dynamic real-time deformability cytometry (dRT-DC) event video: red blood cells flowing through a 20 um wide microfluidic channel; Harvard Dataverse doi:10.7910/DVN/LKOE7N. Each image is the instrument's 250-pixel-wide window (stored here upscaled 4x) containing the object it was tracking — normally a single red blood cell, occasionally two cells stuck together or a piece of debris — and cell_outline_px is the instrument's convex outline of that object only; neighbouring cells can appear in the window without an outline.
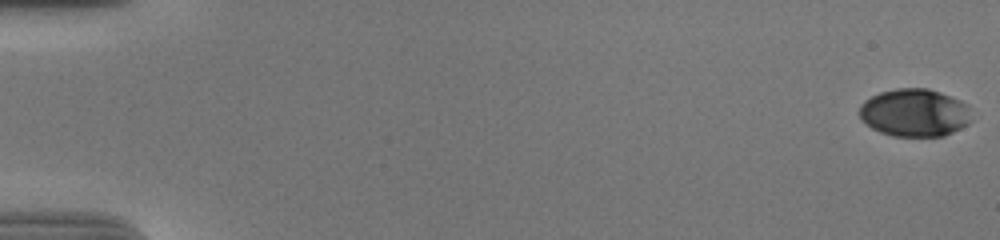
{"species": "human", "species_latin": "Homo sapiens", "temperature_condition": "cold", "stored_images_in_passage": 57, "camera_frame_rate_fps": 3000, "um_per_image_px": 0.085, "donor": {"sex": "male"}, "frame": {"image": 1, "passage_image": 1, "time_ms": 0.0, "image_size_px": [1000, 240], "cell_outline_px": [[972, 120], [968, 124], [944, 136], [892, 136], [880, 132], [872, 128], [860, 116], [860, 104], [864, 100], [880, 92], [896, 88], [928, 88], [940, 92], [960, 100], [968, 104]], "centroid_in_image_um": [77.76, 9.57], "position_along_channel_um": 7.2, "area_um2": 31.27}}
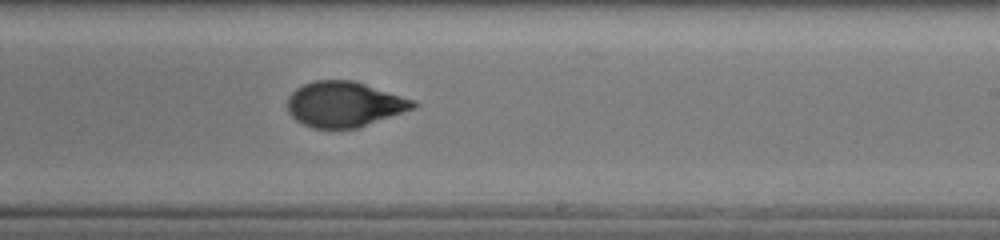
{"frame": {"image": 2, "passage_image": 36, "time_ms": 11.667, "image_size_px": [1000, 240], "cell_outline_px": [[420, 104], [416, 108], [356, 128], [312, 128], [296, 120], [288, 112], [288, 96], [296, 88], [312, 80], [356, 80], [416, 100]], "centroid_in_image_um": [29.3, 8.84], "position_along_channel_um": 259.7, "area_um2": 33.52}}
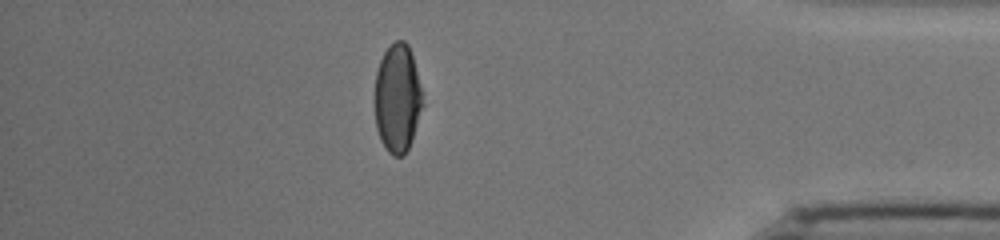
{"frame": {"image": 3, "passage_image": 50, "time_ms": 16.333, "image_size_px": [1000, 240], "cell_outline_px": [[424, 104], [412, 140], [404, 156], [392, 156], [388, 152], [380, 140], [376, 128], [372, 100], [376, 72], [380, 60], [384, 52], [396, 40], [404, 40], [408, 44], [412, 56]], "centroid_in_image_um": [33.74, 8.4], "position_along_channel_um": 401.5, "area_um2": 30.81}, "authors_computed_cell_mechanics": {"area_um2": 32.5414, "velocity_mm_per_s": 3.7162, "shape_relaxation_time_tau1_ms": 4.4316, "shape_relaxation_time_tau2_ms": 1.1815, "deformation_change_tau1": 0.1756, "deformation_change_tau2": 0.0529}}